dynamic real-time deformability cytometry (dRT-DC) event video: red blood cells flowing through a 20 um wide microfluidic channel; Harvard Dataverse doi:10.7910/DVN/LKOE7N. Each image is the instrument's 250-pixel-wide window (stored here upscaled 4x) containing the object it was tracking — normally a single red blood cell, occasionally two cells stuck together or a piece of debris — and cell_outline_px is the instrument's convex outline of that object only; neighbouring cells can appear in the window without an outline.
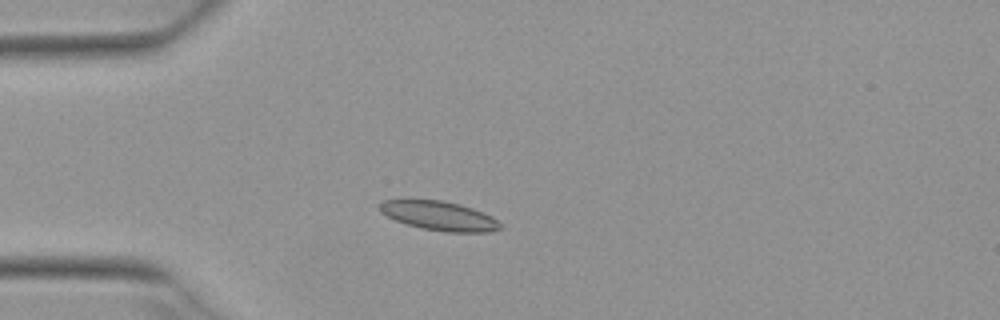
{"species": "Egyptian fruit bat (a non-hibernating species)", "species_latin": "Rousettus aegyptiacus", "temperature_condition": "warm", "stored_images_in_passage": 3, "camera_frame_rate_fps": 3000, "um_per_image_px": 0.085, "animal": {"sex": "female"}, "frame": {"image": 1, "passage_image": 3, "time_ms": 0.667, "image_size_px": [1000, 320], "cell_outline_px": [[500, 228], [488, 232], [444, 232], [424, 228], [408, 224], [396, 220], [380, 212], [380, 204], [384, 200], [440, 200], [460, 204], [472, 208], [492, 216], [500, 224]], "centroid_in_image_um": [37.34, 18.34], "position_along_channel_um": 47.7, "area_um2": 20.11}}